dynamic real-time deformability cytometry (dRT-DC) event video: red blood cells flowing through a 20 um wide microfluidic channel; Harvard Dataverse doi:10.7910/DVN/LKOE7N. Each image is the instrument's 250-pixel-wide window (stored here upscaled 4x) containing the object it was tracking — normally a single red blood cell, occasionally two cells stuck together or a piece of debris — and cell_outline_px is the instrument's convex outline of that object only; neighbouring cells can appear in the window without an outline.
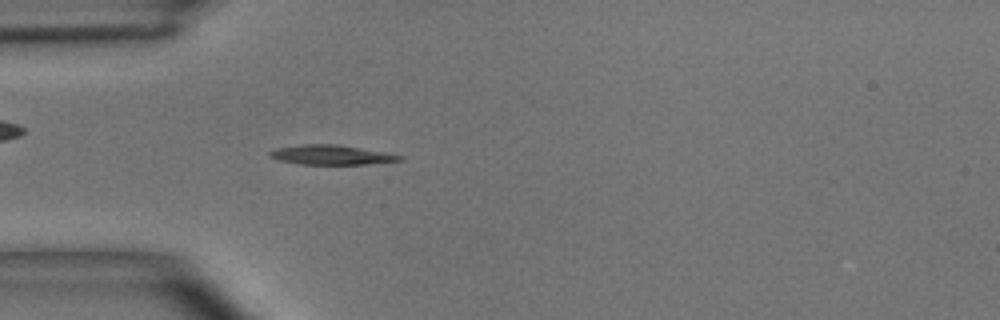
{"species": "common noctule bat (a hibernating species)", "species_latin": "Nyctalus noctula", "temperature_condition": "room temperature", "stored_images_in_passage": 49, "camera_frame_rate_fps": 3000, "um_per_image_px": 0.085, "animal": {"sex": "male", "body_mass_g": 15.6}, "frame": {"image": 1, "passage_image": 14, "time_ms": 4.333, "image_size_px": [1000, 320], "cell_outline_px": [[404, 160], [368, 164], [300, 164], [280, 160], [268, 156], [268, 152], [276, 148], [304, 144], [336, 144], [384, 152], [404, 156]], "centroid_in_image_um": [28.16, 13.16], "position_along_channel_um": 56.8, "area_um2": 14.74}}
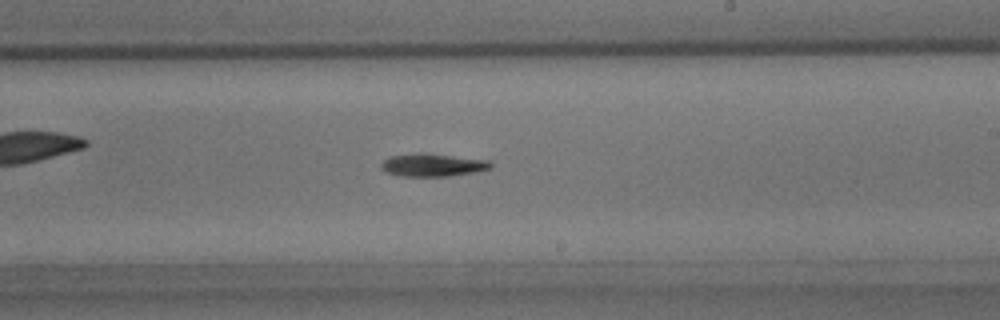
{"frame": {"image": 2, "passage_image": 29, "time_ms": 9.333, "image_size_px": [1000, 320], "cell_outline_px": [[492, 168], [476, 172], [448, 176], [400, 176], [384, 172], [380, 168], [380, 164], [384, 160], [392, 156], [448, 156], [488, 160], [492, 164]], "centroid_in_image_um": [36.79, 14.09], "position_along_channel_um": 252.2, "area_um2": 13.64}}
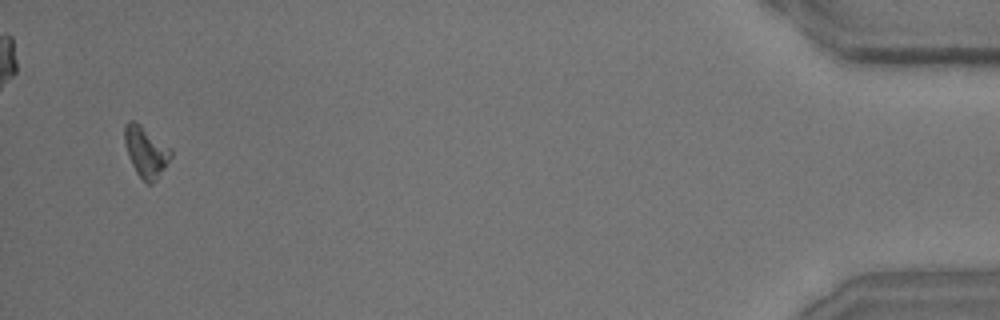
{"frame": {"image": 3, "passage_image": 48, "time_ms": 15.667, "image_size_px": [1000, 320], "cell_outline_px": [[172, 156], [156, 180], [152, 184], [148, 184], [136, 172], [128, 156], [124, 144], [124, 124], [128, 120], [136, 120], [172, 148]], "centroid_in_image_um": [12.39, 12.84], "position_along_channel_um": 422.8, "area_um2": 13.93}, "authors_computed_cell_mechanics": {"area_um2": 14.1032, "velocity_mm_per_s": 3.9777, "shape_relaxation_time_tau1_ms": 1.4862, "shape_relaxation_time_tau2_ms": null, "deformation_change_tau1": 0.1346, "deformation_change_tau2": null}}